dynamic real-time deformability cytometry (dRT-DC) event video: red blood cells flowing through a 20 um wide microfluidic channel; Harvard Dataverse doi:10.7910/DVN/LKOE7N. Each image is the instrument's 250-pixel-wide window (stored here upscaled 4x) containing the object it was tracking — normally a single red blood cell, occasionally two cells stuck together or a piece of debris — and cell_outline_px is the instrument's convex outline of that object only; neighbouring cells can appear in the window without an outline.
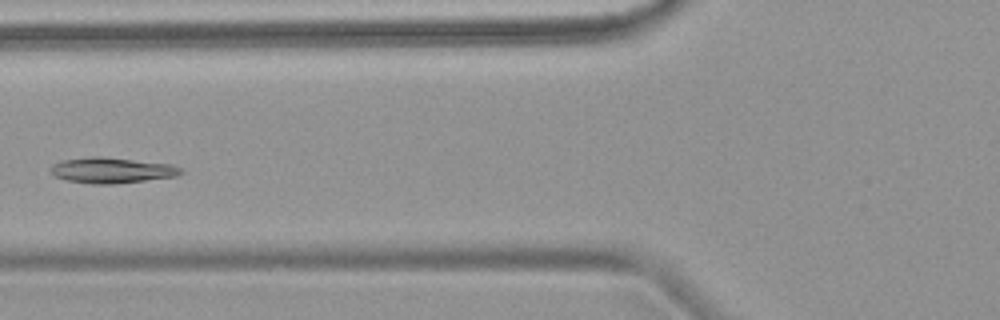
{"species": "common noctule bat (a hibernating species)", "species_latin": "Nyctalus noctula", "temperature_condition": "warm", "stored_images_in_passage": 6, "camera_frame_rate_fps": 3000, "um_per_image_px": 0.085, "animal": {"sex": "female", "body_mass_g": 18.4}, "frame": {"image": 1, "passage_image": 6, "time_ms": 6.333, "image_size_px": [1000, 320], "cell_outline_px": [[184, 172], [176, 176], [116, 184], [92, 184], [64, 180], [52, 176], [48, 168], [52, 164], [60, 160], [88, 156], [100, 156], [172, 164], [180, 168]], "centroid_in_image_um": [9.41, 14.47], "position_along_channel_um": 116.4, "area_um2": 19.83}}